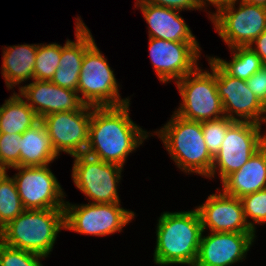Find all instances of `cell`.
I'll return each instance as SVG.
<instances>
[{
  "mask_svg": "<svg viewBox=\"0 0 266 266\" xmlns=\"http://www.w3.org/2000/svg\"><path fill=\"white\" fill-rule=\"evenodd\" d=\"M58 158L41 121L20 136V166H47Z\"/></svg>",
  "mask_w": 266,
  "mask_h": 266,
  "instance_id": "22",
  "label": "cell"
},
{
  "mask_svg": "<svg viewBox=\"0 0 266 266\" xmlns=\"http://www.w3.org/2000/svg\"><path fill=\"white\" fill-rule=\"evenodd\" d=\"M62 229H65L64 209H25L0 230V241L48 257Z\"/></svg>",
  "mask_w": 266,
  "mask_h": 266,
  "instance_id": "3",
  "label": "cell"
},
{
  "mask_svg": "<svg viewBox=\"0 0 266 266\" xmlns=\"http://www.w3.org/2000/svg\"><path fill=\"white\" fill-rule=\"evenodd\" d=\"M207 59L215 73L225 117L237 122L266 123V107L249 89L246 80L228 75L211 57Z\"/></svg>",
  "mask_w": 266,
  "mask_h": 266,
  "instance_id": "11",
  "label": "cell"
},
{
  "mask_svg": "<svg viewBox=\"0 0 266 266\" xmlns=\"http://www.w3.org/2000/svg\"><path fill=\"white\" fill-rule=\"evenodd\" d=\"M18 90L39 119L48 114L81 110L86 105L77 91L60 87L51 81L33 80L25 86H19Z\"/></svg>",
  "mask_w": 266,
  "mask_h": 266,
  "instance_id": "17",
  "label": "cell"
},
{
  "mask_svg": "<svg viewBox=\"0 0 266 266\" xmlns=\"http://www.w3.org/2000/svg\"><path fill=\"white\" fill-rule=\"evenodd\" d=\"M246 83L253 94L266 107V64L252 75Z\"/></svg>",
  "mask_w": 266,
  "mask_h": 266,
  "instance_id": "31",
  "label": "cell"
},
{
  "mask_svg": "<svg viewBox=\"0 0 266 266\" xmlns=\"http://www.w3.org/2000/svg\"><path fill=\"white\" fill-rule=\"evenodd\" d=\"M261 126L251 122L235 121L228 128L220 150L213 158L208 178L213 179L218 170L222 183L230 174L247 163L266 144V133L261 132Z\"/></svg>",
  "mask_w": 266,
  "mask_h": 266,
  "instance_id": "9",
  "label": "cell"
},
{
  "mask_svg": "<svg viewBox=\"0 0 266 266\" xmlns=\"http://www.w3.org/2000/svg\"><path fill=\"white\" fill-rule=\"evenodd\" d=\"M249 4L260 5L266 7V0H238Z\"/></svg>",
  "mask_w": 266,
  "mask_h": 266,
  "instance_id": "35",
  "label": "cell"
},
{
  "mask_svg": "<svg viewBox=\"0 0 266 266\" xmlns=\"http://www.w3.org/2000/svg\"><path fill=\"white\" fill-rule=\"evenodd\" d=\"M20 136L0 133V162L7 169L20 166Z\"/></svg>",
  "mask_w": 266,
  "mask_h": 266,
  "instance_id": "30",
  "label": "cell"
},
{
  "mask_svg": "<svg viewBox=\"0 0 266 266\" xmlns=\"http://www.w3.org/2000/svg\"><path fill=\"white\" fill-rule=\"evenodd\" d=\"M217 193L209 195L202 205L196 207L203 232L209 228L211 232L255 233L246 222L240 198L221 190Z\"/></svg>",
  "mask_w": 266,
  "mask_h": 266,
  "instance_id": "16",
  "label": "cell"
},
{
  "mask_svg": "<svg viewBox=\"0 0 266 266\" xmlns=\"http://www.w3.org/2000/svg\"><path fill=\"white\" fill-rule=\"evenodd\" d=\"M222 191L241 198L266 188V144L259 149L238 171L222 182Z\"/></svg>",
  "mask_w": 266,
  "mask_h": 266,
  "instance_id": "20",
  "label": "cell"
},
{
  "mask_svg": "<svg viewBox=\"0 0 266 266\" xmlns=\"http://www.w3.org/2000/svg\"><path fill=\"white\" fill-rule=\"evenodd\" d=\"M6 170L8 169L0 162V179L7 174Z\"/></svg>",
  "mask_w": 266,
  "mask_h": 266,
  "instance_id": "36",
  "label": "cell"
},
{
  "mask_svg": "<svg viewBox=\"0 0 266 266\" xmlns=\"http://www.w3.org/2000/svg\"><path fill=\"white\" fill-rule=\"evenodd\" d=\"M246 222L256 233L255 224L266 223V188L240 198ZM250 218V220H248Z\"/></svg>",
  "mask_w": 266,
  "mask_h": 266,
  "instance_id": "27",
  "label": "cell"
},
{
  "mask_svg": "<svg viewBox=\"0 0 266 266\" xmlns=\"http://www.w3.org/2000/svg\"><path fill=\"white\" fill-rule=\"evenodd\" d=\"M119 84L107 62L94 42L86 51L82 60L78 82V94L86 104L94 107L121 106L130 102L121 98Z\"/></svg>",
  "mask_w": 266,
  "mask_h": 266,
  "instance_id": "6",
  "label": "cell"
},
{
  "mask_svg": "<svg viewBox=\"0 0 266 266\" xmlns=\"http://www.w3.org/2000/svg\"><path fill=\"white\" fill-rule=\"evenodd\" d=\"M256 233L211 232L201 236L194 266H231L246 259Z\"/></svg>",
  "mask_w": 266,
  "mask_h": 266,
  "instance_id": "15",
  "label": "cell"
},
{
  "mask_svg": "<svg viewBox=\"0 0 266 266\" xmlns=\"http://www.w3.org/2000/svg\"><path fill=\"white\" fill-rule=\"evenodd\" d=\"M45 256L8 246L0 241V266H43Z\"/></svg>",
  "mask_w": 266,
  "mask_h": 266,
  "instance_id": "29",
  "label": "cell"
},
{
  "mask_svg": "<svg viewBox=\"0 0 266 266\" xmlns=\"http://www.w3.org/2000/svg\"><path fill=\"white\" fill-rule=\"evenodd\" d=\"M25 210L13 177L0 179V230Z\"/></svg>",
  "mask_w": 266,
  "mask_h": 266,
  "instance_id": "25",
  "label": "cell"
},
{
  "mask_svg": "<svg viewBox=\"0 0 266 266\" xmlns=\"http://www.w3.org/2000/svg\"><path fill=\"white\" fill-rule=\"evenodd\" d=\"M234 122V120H231L227 117L201 122L204 140L209 153L213 158L220 150L228 128Z\"/></svg>",
  "mask_w": 266,
  "mask_h": 266,
  "instance_id": "28",
  "label": "cell"
},
{
  "mask_svg": "<svg viewBox=\"0 0 266 266\" xmlns=\"http://www.w3.org/2000/svg\"><path fill=\"white\" fill-rule=\"evenodd\" d=\"M220 7L208 18L229 49L248 47L266 30V7L239 1ZM238 8V9H237Z\"/></svg>",
  "mask_w": 266,
  "mask_h": 266,
  "instance_id": "7",
  "label": "cell"
},
{
  "mask_svg": "<svg viewBox=\"0 0 266 266\" xmlns=\"http://www.w3.org/2000/svg\"><path fill=\"white\" fill-rule=\"evenodd\" d=\"M202 233V222L197 208L190 211L163 212L158 218L156 228L154 263L160 266H194Z\"/></svg>",
  "mask_w": 266,
  "mask_h": 266,
  "instance_id": "2",
  "label": "cell"
},
{
  "mask_svg": "<svg viewBox=\"0 0 266 266\" xmlns=\"http://www.w3.org/2000/svg\"><path fill=\"white\" fill-rule=\"evenodd\" d=\"M238 0H198L202 8H206L207 5L211 4L216 8V11L227 4L237 2Z\"/></svg>",
  "mask_w": 266,
  "mask_h": 266,
  "instance_id": "34",
  "label": "cell"
},
{
  "mask_svg": "<svg viewBox=\"0 0 266 266\" xmlns=\"http://www.w3.org/2000/svg\"><path fill=\"white\" fill-rule=\"evenodd\" d=\"M13 169L19 171L12 177L25 209H64L65 192L49 165Z\"/></svg>",
  "mask_w": 266,
  "mask_h": 266,
  "instance_id": "12",
  "label": "cell"
},
{
  "mask_svg": "<svg viewBox=\"0 0 266 266\" xmlns=\"http://www.w3.org/2000/svg\"><path fill=\"white\" fill-rule=\"evenodd\" d=\"M38 44L14 45L3 48L1 74L7 89L34 80V65Z\"/></svg>",
  "mask_w": 266,
  "mask_h": 266,
  "instance_id": "21",
  "label": "cell"
},
{
  "mask_svg": "<svg viewBox=\"0 0 266 266\" xmlns=\"http://www.w3.org/2000/svg\"><path fill=\"white\" fill-rule=\"evenodd\" d=\"M149 55L162 83L177 82L197 67L201 55L198 42H174L149 37Z\"/></svg>",
  "mask_w": 266,
  "mask_h": 266,
  "instance_id": "14",
  "label": "cell"
},
{
  "mask_svg": "<svg viewBox=\"0 0 266 266\" xmlns=\"http://www.w3.org/2000/svg\"><path fill=\"white\" fill-rule=\"evenodd\" d=\"M231 61L227 62L219 57H211L228 75L242 80H248L263 65L257 54L248 47H234L230 49Z\"/></svg>",
  "mask_w": 266,
  "mask_h": 266,
  "instance_id": "24",
  "label": "cell"
},
{
  "mask_svg": "<svg viewBox=\"0 0 266 266\" xmlns=\"http://www.w3.org/2000/svg\"><path fill=\"white\" fill-rule=\"evenodd\" d=\"M210 71L197 67L192 73L175 82L182 102L174 113L184 119L199 122L225 117L217 92L215 73Z\"/></svg>",
  "mask_w": 266,
  "mask_h": 266,
  "instance_id": "5",
  "label": "cell"
},
{
  "mask_svg": "<svg viewBox=\"0 0 266 266\" xmlns=\"http://www.w3.org/2000/svg\"><path fill=\"white\" fill-rule=\"evenodd\" d=\"M249 48L257 54L262 64H266V30L250 44Z\"/></svg>",
  "mask_w": 266,
  "mask_h": 266,
  "instance_id": "33",
  "label": "cell"
},
{
  "mask_svg": "<svg viewBox=\"0 0 266 266\" xmlns=\"http://www.w3.org/2000/svg\"><path fill=\"white\" fill-rule=\"evenodd\" d=\"M129 106H93L86 155L124 167L129 154L150 135L130 119Z\"/></svg>",
  "mask_w": 266,
  "mask_h": 266,
  "instance_id": "1",
  "label": "cell"
},
{
  "mask_svg": "<svg viewBox=\"0 0 266 266\" xmlns=\"http://www.w3.org/2000/svg\"><path fill=\"white\" fill-rule=\"evenodd\" d=\"M92 110L93 106L85 105L81 110L48 114L40 119L58 156L60 152L72 157L85 154Z\"/></svg>",
  "mask_w": 266,
  "mask_h": 266,
  "instance_id": "13",
  "label": "cell"
},
{
  "mask_svg": "<svg viewBox=\"0 0 266 266\" xmlns=\"http://www.w3.org/2000/svg\"><path fill=\"white\" fill-rule=\"evenodd\" d=\"M60 59V44H38L34 65V80L51 81L59 66Z\"/></svg>",
  "mask_w": 266,
  "mask_h": 266,
  "instance_id": "26",
  "label": "cell"
},
{
  "mask_svg": "<svg viewBox=\"0 0 266 266\" xmlns=\"http://www.w3.org/2000/svg\"><path fill=\"white\" fill-rule=\"evenodd\" d=\"M75 30V41L68 39L61 46V59L51 82L60 87L77 91L85 51L95 40L81 17L76 18Z\"/></svg>",
  "mask_w": 266,
  "mask_h": 266,
  "instance_id": "18",
  "label": "cell"
},
{
  "mask_svg": "<svg viewBox=\"0 0 266 266\" xmlns=\"http://www.w3.org/2000/svg\"><path fill=\"white\" fill-rule=\"evenodd\" d=\"M138 7L148 24V36L174 42H197L179 10L136 0Z\"/></svg>",
  "mask_w": 266,
  "mask_h": 266,
  "instance_id": "19",
  "label": "cell"
},
{
  "mask_svg": "<svg viewBox=\"0 0 266 266\" xmlns=\"http://www.w3.org/2000/svg\"><path fill=\"white\" fill-rule=\"evenodd\" d=\"M18 93H13L0 106V133L23 134L40 119L36 112Z\"/></svg>",
  "mask_w": 266,
  "mask_h": 266,
  "instance_id": "23",
  "label": "cell"
},
{
  "mask_svg": "<svg viewBox=\"0 0 266 266\" xmlns=\"http://www.w3.org/2000/svg\"><path fill=\"white\" fill-rule=\"evenodd\" d=\"M72 179L91 203H120L118 184L123 167L95 159L86 154L73 156Z\"/></svg>",
  "mask_w": 266,
  "mask_h": 266,
  "instance_id": "10",
  "label": "cell"
},
{
  "mask_svg": "<svg viewBox=\"0 0 266 266\" xmlns=\"http://www.w3.org/2000/svg\"><path fill=\"white\" fill-rule=\"evenodd\" d=\"M71 204L65 202V230L94 236H108L121 232L134 219L135 213L114 204Z\"/></svg>",
  "mask_w": 266,
  "mask_h": 266,
  "instance_id": "8",
  "label": "cell"
},
{
  "mask_svg": "<svg viewBox=\"0 0 266 266\" xmlns=\"http://www.w3.org/2000/svg\"><path fill=\"white\" fill-rule=\"evenodd\" d=\"M154 133L162 140L171 159L182 172L209 177L213 157L206 146L201 122L173 113L171 119Z\"/></svg>",
  "mask_w": 266,
  "mask_h": 266,
  "instance_id": "4",
  "label": "cell"
},
{
  "mask_svg": "<svg viewBox=\"0 0 266 266\" xmlns=\"http://www.w3.org/2000/svg\"><path fill=\"white\" fill-rule=\"evenodd\" d=\"M143 1L153 5L176 9L179 11L203 9L198 0H143Z\"/></svg>",
  "mask_w": 266,
  "mask_h": 266,
  "instance_id": "32",
  "label": "cell"
}]
</instances>
